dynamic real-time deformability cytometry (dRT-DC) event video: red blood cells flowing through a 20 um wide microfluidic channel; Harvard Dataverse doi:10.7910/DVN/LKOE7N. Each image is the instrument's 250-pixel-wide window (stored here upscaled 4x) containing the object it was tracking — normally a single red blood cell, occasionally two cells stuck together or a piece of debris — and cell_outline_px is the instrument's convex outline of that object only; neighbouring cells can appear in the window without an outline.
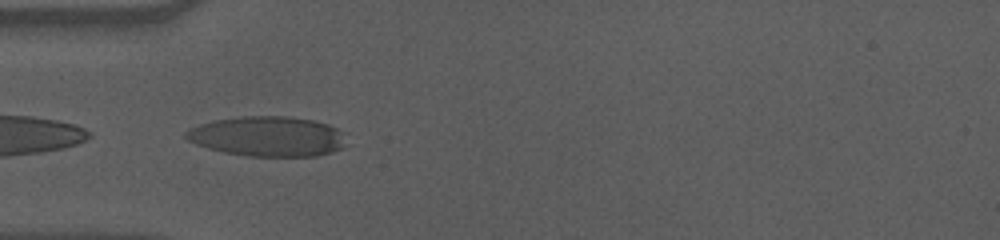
{"species": "human", "species_latin": "Homo sapiens", "temperature_condition": "cold", "stored_images_in_passage": 34, "camera_frame_rate_fps": 3000, "um_per_image_px": 0.085, "donor": {"sex": "male"}, "frame": {"image": 1, "passage_image": 1, "time_ms": 0.0, "image_size_px": [1000, 240], "cell_outline_px": [[348, 132], [344, 148], [332, 152], [316, 156], [248, 156], [224, 152], [208, 148], [196, 144], [188, 140], [184, 136], [184, 132], [200, 124], [212, 120], [240, 116], [288, 116], [316, 120], [328, 124]], "centroid_in_image_um": [22.83, 11.58], "position_along_channel_um": 62.2, "area_um2": 37.97}}
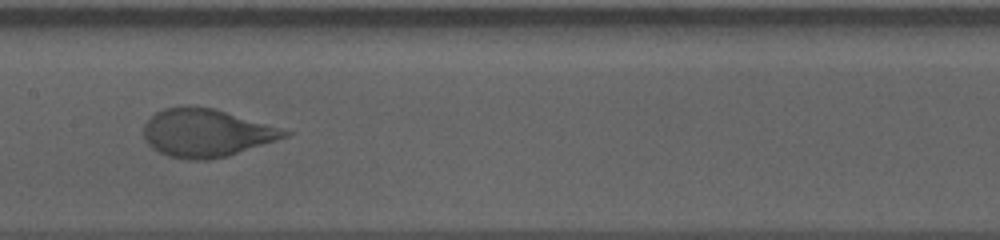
{"frame": {"image": 2, "passage_image": 12, "time_ms": 3.667, "image_size_px": [1000, 240], "cell_outline_px": [[292, 132], [288, 136], [228, 156], [208, 160], [188, 160], [168, 156], [152, 148], [148, 144], [144, 136], [144, 124], [156, 112], [164, 108], [184, 104], [192, 104], [216, 108]], "centroid_in_image_um": [17.49, 11.27], "position_along_channel_um": 189.9, "area_um2": 39.59}}
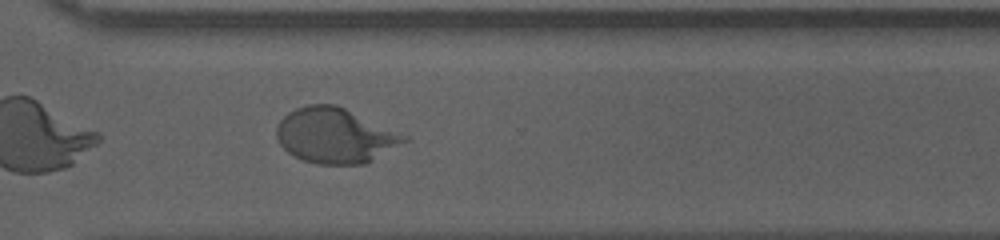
{"frame": {"image": 3, "passage_image": 25, "time_ms": 8.0, "image_size_px": [1000, 240], "cell_outline_px": [[408, 140], [368, 164], [316, 164], [300, 160], [288, 152], [280, 144], [276, 136], [276, 128], [280, 120], [288, 112], [296, 108], [308, 104], [336, 104], [408, 136]], "centroid_in_image_um": [28.47, 11.53], "position_along_channel_um": 342.1, "area_um2": 41.1}, "authors_computed_cell_mechanics": {"area_um2": 39.8242, "velocity_mm_per_s": 3.5231, "shape_relaxation_time_tau1_ms": 4.2464, "shape_relaxation_time_tau2_ms": null, "deformation_change_tau1": 0.1908, "deformation_change_tau2": null}}